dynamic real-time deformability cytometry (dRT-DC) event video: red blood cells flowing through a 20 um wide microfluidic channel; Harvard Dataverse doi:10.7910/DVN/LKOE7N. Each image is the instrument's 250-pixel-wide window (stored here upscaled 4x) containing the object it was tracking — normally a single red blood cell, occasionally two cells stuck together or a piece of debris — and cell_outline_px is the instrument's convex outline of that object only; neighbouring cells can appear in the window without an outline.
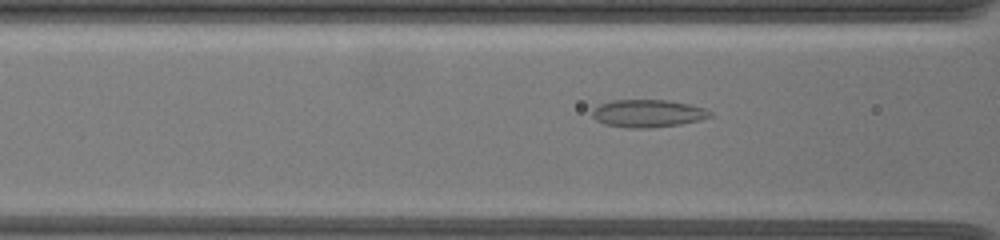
{"species": "common noctule bat (a hibernating species)", "species_latin": "Nyctalus noctula", "temperature_condition": "warm", "stored_images_in_passage": 8, "camera_frame_rate_fps": 3000, "um_per_image_px": 0.085, "animal": {"sex": "female", "body_mass_g": 19.5, "forearm_length_mm": 54.1}, "frame": {"image": 1, "passage_image": 3, "time_ms": 1.0, "image_size_px": [1000, 240], "cell_outline_px": [[712, 116], [700, 120], [680, 124], [648, 128], [628, 128], [604, 124], [596, 120], [592, 116], [592, 108], [600, 104], [612, 100], [668, 100], [688, 104], [704, 108], [712, 112]], "centroid_in_image_um": [55.04, 9.64], "position_along_channel_um": 111.6, "area_um2": 19.02}}
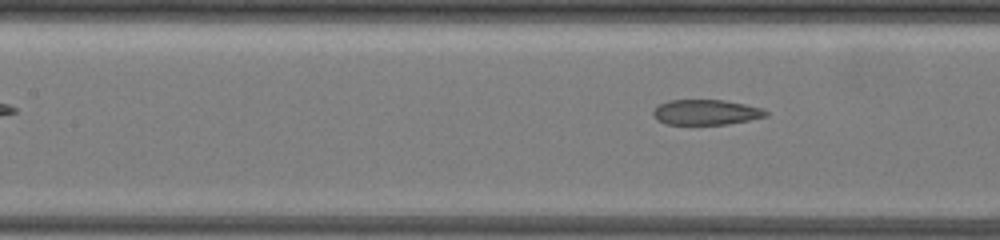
{"frame": {"image": 2, "passage_image": 6, "time_ms": 2.0, "image_size_px": [1000, 240], "cell_outline_px": [[768, 116], [728, 124], [664, 124], [656, 120], [652, 116], [652, 112], [660, 104], [668, 100], [724, 100], [764, 108], [768, 112]], "centroid_in_image_um": [60.0, 9.54], "position_along_channel_um": 147.4, "area_um2": 16.65}}